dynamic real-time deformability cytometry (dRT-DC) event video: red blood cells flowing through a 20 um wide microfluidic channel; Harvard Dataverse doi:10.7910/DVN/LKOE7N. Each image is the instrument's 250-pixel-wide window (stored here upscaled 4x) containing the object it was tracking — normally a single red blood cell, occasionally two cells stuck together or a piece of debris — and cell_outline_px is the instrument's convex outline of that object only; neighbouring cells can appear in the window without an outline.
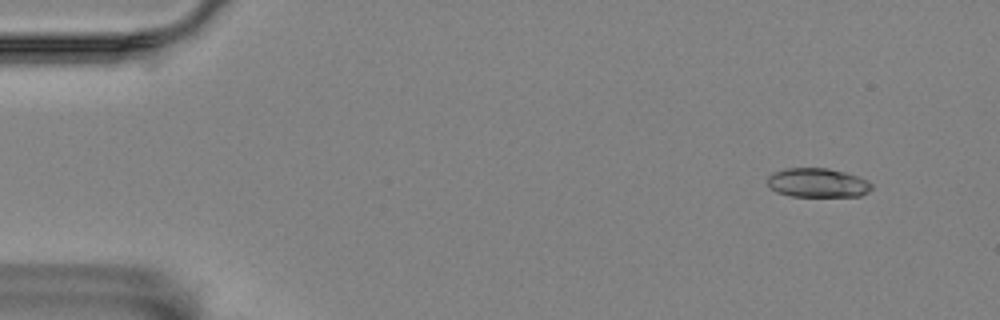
{"species": "Egyptian fruit bat (a non-hibernating species)", "species_latin": "Rousettus aegyptiacus", "temperature_condition": "room temperature", "stored_images_in_passage": 54, "camera_frame_rate_fps": 3000, "um_per_image_px": 0.085, "animal": {"sex": "female"}, "frame": {"image": 1, "passage_image": 2, "time_ms": 0.333, "image_size_px": [1000, 320], "cell_outline_px": [[872, 188], [868, 192], [860, 196], [792, 196], [776, 192], [768, 184], [768, 176], [772, 172], [784, 168], [828, 168], [844, 172], [868, 180], [872, 184]], "centroid_in_image_um": [69.49, 15.53], "position_along_channel_um": 15.5, "area_um2": 17.69}}
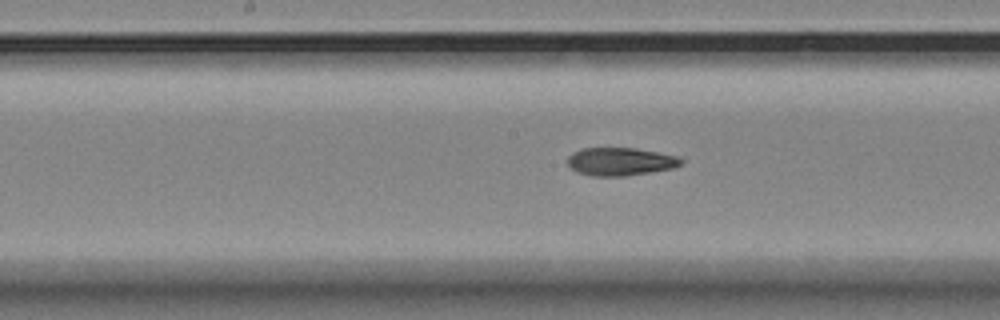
{"frame": {"image": 2, "passage_image": 26, "time_ms": 8.333, "image_size_px": [1000, 320], "cell_outline_px": [[684, 160], [680, 164], [672, 168], [624, 176], [592, 176], [580, 172], [572, 168], [568, 164], [568, 156], [572, 152], [584, 148], [636, 148], [680, 156]], "centroid_in_image_um": [52.75, 13.72], "position_along_channel_um": 195.5, "area_um2": 18.38}}
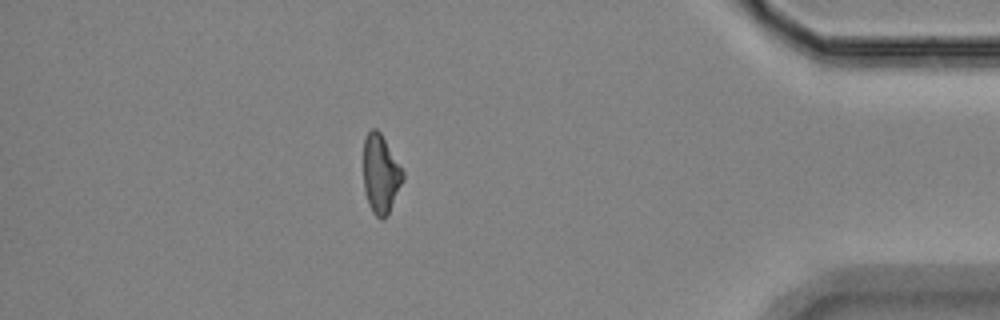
{"frame": {"image": 3, "passage_image": 47, "time_ms": 15.333, "image_size_px": [1000, 320], "cell_outline_px": [[404, 180], [388, 216], [384, 220], [380, 220], [372, 212], [368, 204], [364, 192], [364, 140], [368, 132], [372, 128], [376, 128], [380, 132], [404, 172]], "centroid_in_image_um": [32.36, 14.85], "position_along_channel_um": 402.8, "area_um2": 18.26}, "authors_computed_cell_mechanics": {"area_um2": 18.5249, "velocity_mm_per_s": 3.5271, "shape_relaxation_time_tau1_ms": null, "shape_relaxation_time_tau2_ms": 4.0683, "deformation_change_tau1": null, "deformation_change_tau2": 0.1209}}